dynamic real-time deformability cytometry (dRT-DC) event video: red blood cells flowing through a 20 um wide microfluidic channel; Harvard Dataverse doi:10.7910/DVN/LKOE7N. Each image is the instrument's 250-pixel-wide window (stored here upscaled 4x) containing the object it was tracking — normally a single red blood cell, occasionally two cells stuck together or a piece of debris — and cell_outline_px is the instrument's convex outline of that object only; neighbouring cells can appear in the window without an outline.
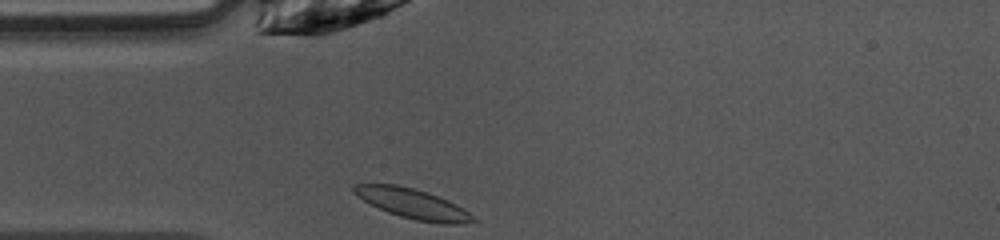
{"species": "common noctule bat (a hibernating species)", "species_latin": "Nyctalus noctula", "temperature_condition": "warm", "stored_images_in_passage": 29, "camera_frame_rate_fps": 3000, "um_per_image_px": 0.085, "animal": {"sex": "female", "body_mass_g": 10.0, "forearm_length_mm": 53.1}, "frame": {"image": 1, "passage_image": 1, "time_ms": 0.0, "image_size_px": [1000, 240], "cell_outline_px": [[476, 220], [456, 224], [440, 224], [416, 220], [400, 216], [388, 212], [356, 196], [352, 192], [352, 184], [396, 184], [412, 188], [448, 200], [456, 204], [468, 212]], "centroid_in_image_um": [35.03, 17.31], "position_along_channel_um": 50.0, "area_um2": 20.35}}
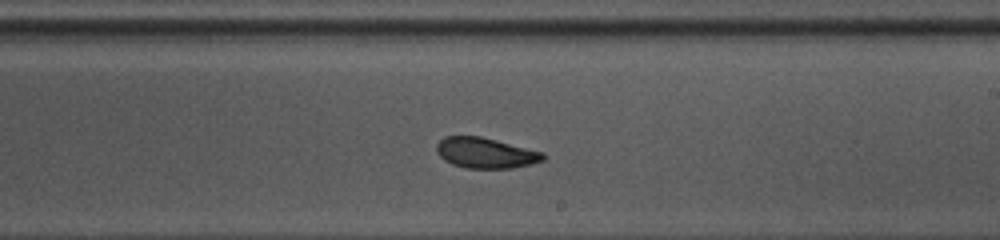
{"frame": {"image": 2, "passage_image": 16, "time_ms": 5.0, "image_size_px": [1000, 240], "cell_outline_px": [[544, 160], [532, 164], [512, 168], [468, 168], [452, 164], [444, 160], [436, 152], [436, 144], [444, 136], [480, 136], [544, 152]], "centroid_in_image_um": [41.26, 13.0], "position_along_channel_um": 247.7, "area_um2": 18.96}}
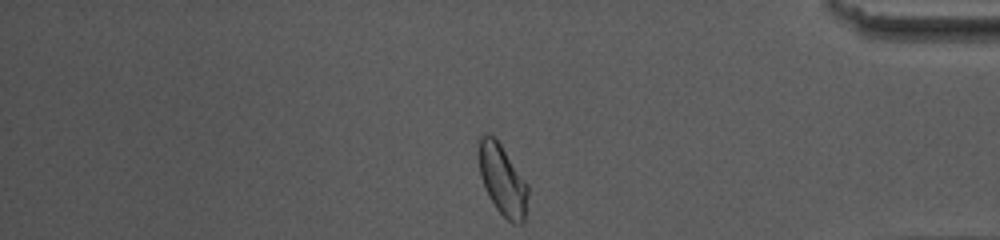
{"frame": {"image": 3, "passage_image": 29, "time_ms": 9.333, "image_size_px": [1000, 240], "cell_outline_px": [[528, 192], [524, 224], [512, 224], [496, 208], [480, 176], [480, 136], [484, 132], [488, 132], [500, 144], [528, 184]], "centroid_in_image_um": [42.75, 15.32], "position_along_channel_um": 392.5, "area_um2": 19.77}, "authors_computed_cell_mechanics": {"area_um2": 19.652, "velocity_mm_per_s": 4.046, "shape_relaxation_time_tau1_ms": 2.4319, "shape_relaxation_time_tau2_ms": 2.3527, "deformation_change_tau1": 0.0918, "deformation_change_tau2": 0.0806}}